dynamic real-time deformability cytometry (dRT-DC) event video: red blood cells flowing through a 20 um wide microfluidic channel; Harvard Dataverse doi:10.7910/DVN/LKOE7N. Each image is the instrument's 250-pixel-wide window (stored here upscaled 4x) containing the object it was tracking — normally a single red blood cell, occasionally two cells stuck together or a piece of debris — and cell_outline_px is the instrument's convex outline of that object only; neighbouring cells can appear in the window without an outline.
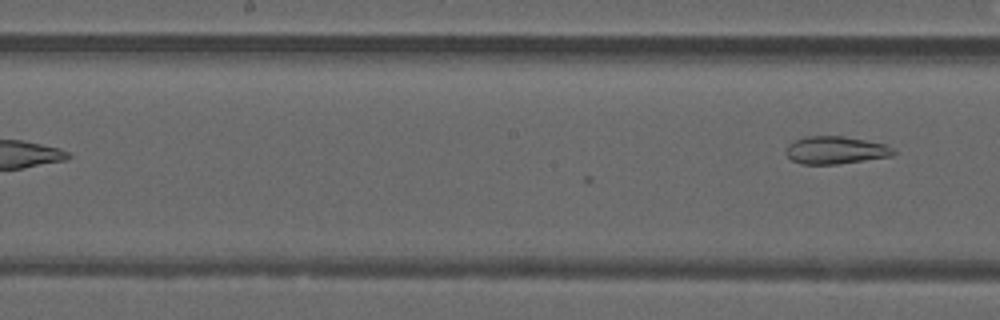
{"species": "common noctule bat (a hibernating species)", "species_latin": "Nyctalus noctula", "temperature_condition": "warm", "stored_images_in_passage": 9, "camera_frame_rate_fps": 3000, "um_per_image_px": 0.085, "animal": {"sex": "male", "forearm_length_mm": 52.5}, "frame": {"image": 1, "passage_image": 9, "time_ms": 2.667, "image_size_px": [1000, 320], "cell_outline_px": [[896, 152], [892, 156], [836, 164], [800, 164], [792, 160], [784, 152], [788, 144], [792, 140], [808, 136], [844, 136], [884, 144], [892, 148]], "centroid_in_image_um": [70.97, 12.76], "position_along_channel_um": 177.2, "area_um2": 17.28}}